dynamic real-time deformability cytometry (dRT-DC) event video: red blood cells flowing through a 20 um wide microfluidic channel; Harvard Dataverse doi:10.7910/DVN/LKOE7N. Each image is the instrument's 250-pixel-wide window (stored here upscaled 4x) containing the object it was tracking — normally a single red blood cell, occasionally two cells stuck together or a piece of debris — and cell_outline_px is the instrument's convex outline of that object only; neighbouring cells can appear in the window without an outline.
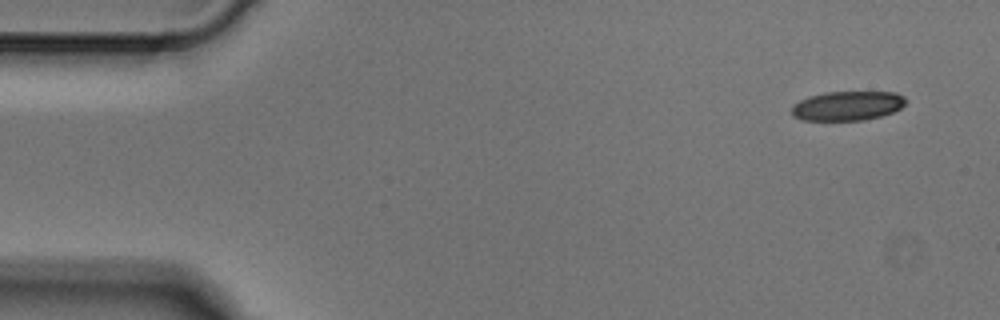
{"species": "Egyptian fruit bat (a non-hibernating species)", "species_latin": "Rousettus aegyptiacus", "temperature_condition": "cold", "stored_images_in_passage": 4, "camera_frame_rate_fps": 3000, "um_per_image_px": 0.085, "animal": {"sex": "male"}, "frame": {"image": 1, "passage_image": 1, "time_ms": 0.0, "image_size_px": [1000, 320], "cell_outline_px": [[908, 100], [900, 108], [892, 112], [880, 116], [864, 120], [800, 120], [792, 116], [792, 108], [800, 100], [808, 96], [824, 92], [896, 92], [904, 96]], "centroid_in_image_um": [72.04, 8.99], "position_along_channel_um": 13.0, "area_um2": 19.54}}
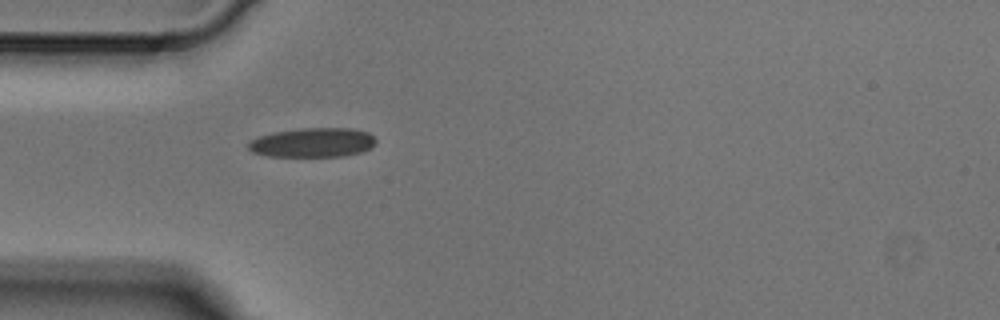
{"frame": {"image": 2, "passage_image": 4, "time_ms": 1.0, "image_size_px": [1000, 320], "cell_outline_px": [[376, 144], [372, 148], [360, 152], [344, 156], [268, 156], [252, 152], [248, 148], [248, 144], [256, 136], [272, 132], [296, 128], [352, 128], [368, 132], [376, 140]], "centroid_in_image_um": [26.58, 12.1], "position_along_channel_um": 58.4, "area_um2": 22.02}}